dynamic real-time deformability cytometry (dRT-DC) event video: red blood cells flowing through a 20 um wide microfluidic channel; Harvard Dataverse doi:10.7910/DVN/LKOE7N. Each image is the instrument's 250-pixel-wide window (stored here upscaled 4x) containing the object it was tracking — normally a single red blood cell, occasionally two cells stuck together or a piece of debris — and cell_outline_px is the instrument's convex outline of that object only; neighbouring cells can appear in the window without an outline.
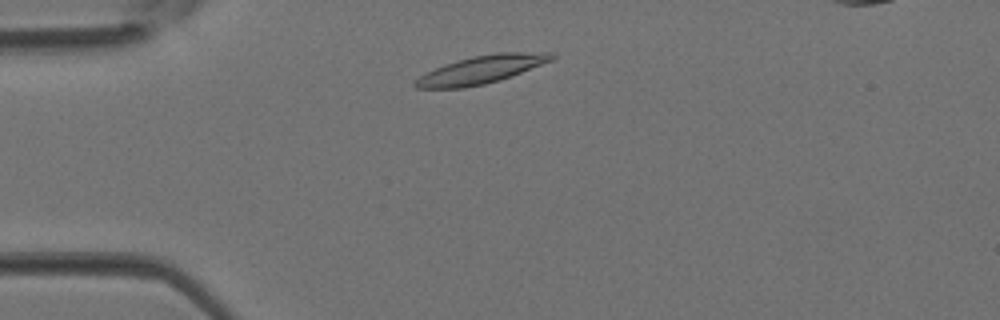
{"species": "Egyptian fruit bat (a non-hibernating species)", "species_latin": "Rousettus aegyptiacus", "temperature_condition": "room temperature", "stored_images_in_passage": 3, "camera_frame_rate_fps": 3000, "um_per_image_px": 0.085, "animal": {"sex": "female"}, "frame": {"image": 1, "passage_image": 3, "time_ms": 0.667, "image_size_px": [1000, 320], "cell_outline_px": [[556, 56], [552, 60], [512, 76], [500, 80], [484, 84], [464, 88], [416, 88], [412, 84], [420, 76], [436, 68], [456, 60], [472, 56], [496, 52], [556, 52]], "centroid_in_image_um": [40.95, 5.9], "position_along_channel_um": 44.0, "area_um2": 22.2}}